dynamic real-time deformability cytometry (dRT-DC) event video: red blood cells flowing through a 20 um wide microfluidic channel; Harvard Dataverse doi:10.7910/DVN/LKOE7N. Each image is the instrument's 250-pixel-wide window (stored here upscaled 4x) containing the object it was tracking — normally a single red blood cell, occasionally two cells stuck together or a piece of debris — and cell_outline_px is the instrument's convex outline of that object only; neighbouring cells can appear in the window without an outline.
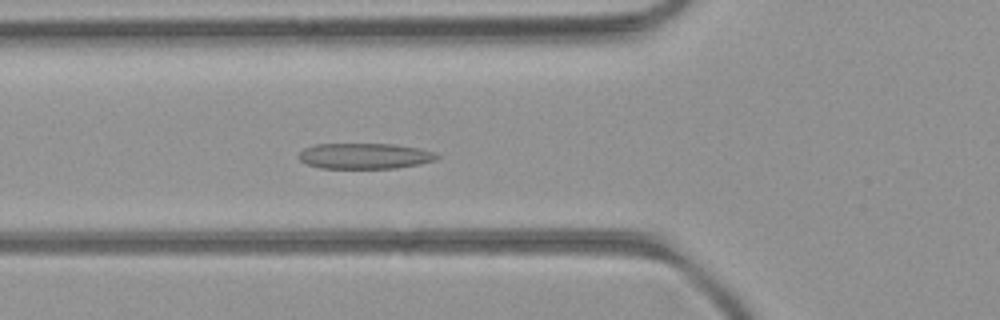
{"species": "common noctule bat (a hibernating species)", "species_latin": "Nyctalus noctula", "temperature_condition": "room temperature", "stored_images_in_passage": 44, "camera_frame_rate_fps": 3000, "um_per_image_px": 0.085, "animal": {"sex": "female", "body_mass_g": 21.9}, "frame": {"image": 1, "passage_image": 11, "time_ms": 3.333, "image_size_px": [1000, 320], "cell_outline_px": [[440, 156], [436, 160], [420, 164], [396, 168], [320, 168], [308, 164], [300, 160], [296, 156], [304, 148], [316, 144], [396, 144], [420, 148], [432, 152]], "centroid_in_image_um": [31.0, 13.26], "position_along_channel_um": 94.8, "area_um2": 20.75}}
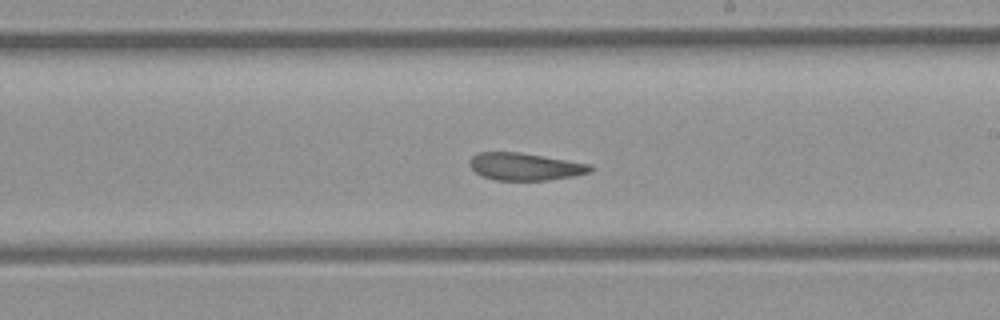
{"frame": {"image": 2, "passage_image": 22, "time_ms": 7.0, "image_size_px": [1000, 320], "cell_outline_px": [[592, 172], [572, 176], [548, 180], [496, 180], [484, 176], [476, 172], [468, 164], [468, 160], [476, 152], [520, 152], [592, 164]], "centroid_in_image_um": [44.62, 14.15], "position_along_channel_um": 244.4, "area_um2": 19.31}}
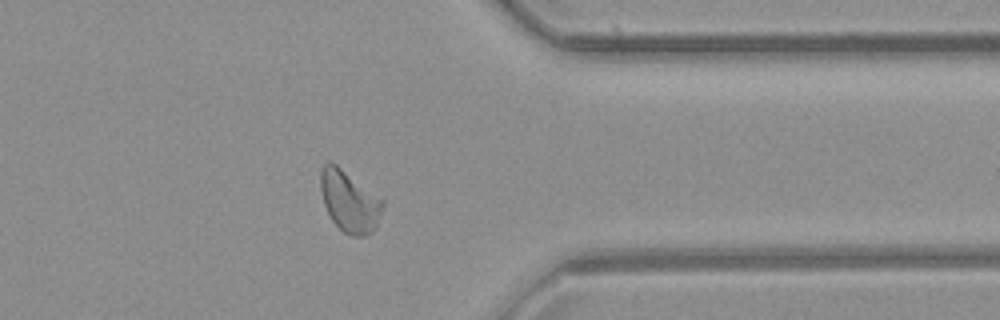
{"frame": {"image": 3, "passage_image": 33, "time_ms": 10.667, "image_size_px": [1000, 320], "cell_outline_px": [[384, 204], [376, 228], [372, 232], [364, 236], [352, 236], [344, 232], [332, 220], [324, 204], [320, 192], [320, 168], [328, 160], [332, 160], [384, 200]], "centroid_in_image_um": [29.69, 17.07], "position_along_channel_um": 381.7, "area_um2": 22.48}, "authors_computed_cell_mechanics": {"area_um2": 20.808, "velocity_mm_per_s": 4.0669, "shape_relaxation_time_tau1_ms": 6.4448, "shape_relaxation_time_tau2_ms": 1.7992, "deformation_change_tau1": 0.1482, "deformation_change_tau2": 0.0903}}